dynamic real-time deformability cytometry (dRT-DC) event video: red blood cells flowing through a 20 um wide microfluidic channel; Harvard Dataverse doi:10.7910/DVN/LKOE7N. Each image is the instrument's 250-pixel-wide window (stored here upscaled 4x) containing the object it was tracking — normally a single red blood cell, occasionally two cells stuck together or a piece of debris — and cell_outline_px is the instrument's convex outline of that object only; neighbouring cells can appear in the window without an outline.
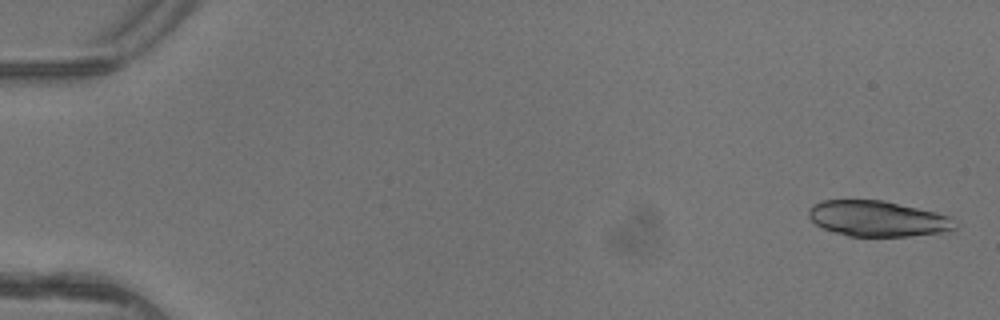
{"species": "common noctule bat (a hibernating species)", "species_latin": "Nyctalus noctula", "temperature_condition": "warm", "stored_images_in_passage": 4, "camera_frame_rate_fps": 3000, "um_per_image_px": 0.085, "animal": {"sex": "female"}, "frame": {"image": 1, "passage_image": 1, "time_ms": 0.0, "image_size_px": [1000, 320], "cell_outline_px": [[960, 224], [956, 228], [940, 232], [908, 236], [848, 236], [824, 228], [816, 224], [808, 216], [808, 208], [812, 204], [824, 200], [884, 200], [936, 212], [948, 216], [956, 220]], "centroid_in_image_um": [74.61, 18.57], "position_along_channel_um": 10.4, "area_um2": 30.4}}